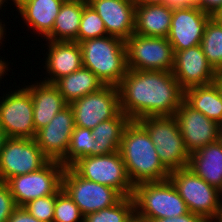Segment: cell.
Listing matches in <instances>:
<instances>
[{"label": "cell", "mask_w": 222, "mask_h": 222, "mask_svg": "<svg viewBox=\"0 0 222 222\" xmlns=\"http://www.w3.org/2000/svg\"><path fill=\"white\" fill-rule=\"evenodd\" d=\"M120 108L130 120L174 116L184 101V89L172 71L128 69L117 85Z\"/></svg>", "instance_id": "obj_1"}, {"label": "cell", "mask_w": 222, "mask_h": 222, "mask_svg": "<svg viewBox=\"0 0 222 222\" xmlns=\"http://www.w3.org/2000/svg\"><path fill=\"white\" fill-rule=\"evenodd\" d=\"M120 155L133 186L169 179L170 171L162 164L146 129L131 120L122 134Z\"/></svg>", "instance_id": "obj_2"}, {"label": "cell", "mask_w": 222, "mask_h": 222, "mask_svg": "<svg viewBox=\"0 0 222 222\" xmlns=\"http://www.w3.org/2000/svg\"><path fill=\"white\" fill-rule=\"evenodd\" d=\"M79 44L83 67L90 69L104 85L117 86L128 70L125 41L106 35Z\"/></svg>", "instance_id": "obj_3"}, {"label": "cell", "mask_w": 222, "mask_h": 222, "mask_svg": "<svg viewBox=\"0 0 222 222\" xmlns=\"http://www.w3.org/2000/svg\"><path fill=\"white\" fill-rule=\"evenodd\" d=\"M135 217L147 222L177 217L189 212L170 179L144 182L134 186Z\"/></svg>", "instance_id": "obj_4"}, {"label": "cell", "mask_w": 222, "mask_h": 222, "mask_svg": "<svg viewBox=\"0 0 222 222\" xmlns=\"http://www.w3.org/2000/svg\"><path fill=\"white\" fill-rule=\"evenodd\" d=\"M137 121L148 132L160 161L169 171L188 167L190 154L175 116H147Z\"/></svg>", "instance_id": "obj_5"}, {"label": "cell", "mask_w": 222, "mask_h": 222, "mask_svg": "<svg viewBox=\"0 0 222 222\" xmlns=\"http://www.w3.org/2000/svg\"><path fill=\"white\" fill-rule=\"evenodd\" d=\"M169 179L190 212L202 216L207 222L216 218L222 201L221 191L209 185L189 167L170 171Z\"/></svg>", "instance_id": "obj_6"}, {"label": "cell", "mask_w": 222, "mask_h": 222, "mask_svg": "<svg viewBox=\"0 0 222 222\" xmlns=\"http://www.w3.org/2000/svg\"><path fill=\"white\" fill-rule=\"evenodd\" d=\"M70 167L87 180L113 187L123 197L133 195L134 186L129 180L119 151L106 155L85 156Z\"/></svg>", "instance_id": "obj_7"}, {"label": "cell", "mask_w": 222, "mask_h": 222, "mask_svg": "<svg viewBox=\"0 0 222 222\" xmlns=\"http://www.w3.org/2000/svg\"><path fill=\"white\" fill-rule=\"evenodd\" d=\"M127 67L142 71H172L174 50L165 37L132 34L126 41Z\"/></svg>", "instance_id": "obj_8"}, {"label": "cell", "mask_w": 222, "mask_h": 222, "mask_svg": "<svg viewBox=\"0 0 222 222\" xmlns=\"http://www.w3.org/2000/svg\"><path fill=\"white\" fill-rule=\"evenodd\" d=\"M65 166L58 161H49L38 171L10 178L9 186L16 206L23 207L40 197L55 195L62 188Z\"/></svg>", "instance_id": "obj_9"}, {"label": "cell", "mask_w": 222, "mask_h": 222, "mask_svg": "<svg viewBox=\"0 0 222 222\" xmlns=\"http://www.w3.org/2000/svg\"><path fill=\"white\" fill-rule=\"evenodd\" d=\"M62 188L77 204L84 217L114 206L123 197L113 187L79 176L71 167H66L63 172Z\"/></svg>", "instance_id": "obj_10"}, {"label": "cell", "mask_w": 222, "mask_h": 222, "mask_svg": "<svg viewBox=\"0 0 222 222\" xmlns=\"http://www.w3.org/2000/svg\"><path fill=\"white\" fill-rule=\"evenodd\" d=\"M17 87L0 97V126L7 137L34 139L33 100L25 86Z\"/></svg>", "instance_id": "obj_11"}, {"label": "cell", "mask_w": 222, "mask_h": 222, "mask_svg": "<svg viewBox=\"0 0 222 222\" xmlns=\"http://www.w3.org/2000/svg\"><path fill=\"white\" fill-rule=\"evenodd\" d=\"M49 161L34 139L8 137L0 153V182L38 171Z\"/></svg>", "instance_id": "obj_12"}, {"label": "cell", "mask_w": 222, "mask_h": 222, "mask_svg": "<svg viewBox=\"0 0 222 222\" xmlns=\"http://www.w3.org/2000/svg\"><path fill=\"white\" fill-rule=\"evenodd\" d=\"M70 106L75 126L91 130L121 112L118 88L114 85H104L98 91L74 100Z\"/></svg>", "instance_id": "obj_13"}, {"label": "cell", "mask_w": 222, "mask_h": 222, "mask_svg": "<svg viewBox=\"0 0 222 222\" xmlns=\"http://www.w3.org/2000/svg\"><path fill=\"white\" fill-rule=\"evenodd\" d=\"M174 116L186 150L190 155L220 139V125L190 107L185 101L182 102Z\"/></svg>", "instance_id": "obj_14"}, {"label": "cell", "mask_w": 222, "mask_h": 222, "mask_svg": "<svg viewBox=\"0 0 222 222\" xmlns=\"http://www.w3.org/2000/svg\"><path fill=\"white\" fill-rule=\"evenodd\" d=\"M74 128V113L68 104L36 132L34 140L50 161L61 162L67 155Z\"/></svg>", "instance_id": "obj_15"}, {"label": "cell", "mask_w": 222, "mask_h": 222, "mask_svg": "<svg viewBox=\"0 0 222 222\" xmlns=\"http://www.w3.org/2000/svg\"><path fill=\"white\" fill-rule=\"evenodd\" d=\"M172 73L184 90L211 84L217 75L207 61L201 45L175 52Z\"/></svg>", "instance_id": "obj_16"}, {"label": "cell", "mask_w": 222, "mask_h": 222, "mask_svg": "<svg viewBox=\"0 0 222 222\" xmlns=\"http://www.w3.org/2000/svg\"><path fill=\"white\" fill-rule=\"evenodd\" d=\"M212 16L196 7L173 11L167 37L174 53L200 45L206 23Z\"/></svg>", "instance_id": "obj_17"}, {"label": "cell", "mask_w": 222, "mask_h": 222, "mask_svg": "<svg viewBox=\"0 0 222 222\" xmlns=\"http://www.w3.org/2000/svg\"><path fill=\"white\" fill-rule=\"evenodd\" d=\"M105 24L108 35L126 41L135 30L134 0H88Z\"/></svg>", "instance_id": "obj_18"}, {"label": "cell", "mask_w": 222, "mask_h": 222, "mask_svg": "<svg viewBox=\"0 0 222 222\" xmlns=\"http://www.w3.org/2000/svg\"><path fill=\"white\" fill-rule=\"evenodd\" d=\"M46 42L48 51L43 68L48 77L46 76L41 81L54 84L61 77L83 67L82 50L78 42L50 40H46Z\"/></svg>", "instance_id": "obj_19"}, {"label": "cell", "mask_w": 222, "mask_h": 222, "mask_svg": "<svg viewBox=\"0 0 222 222\" xmlns=\"http://www.w3.org/2000/svg\"><path fill=\"white\" fill-rule=\"evenodd\" d=\"M32 85H25L33 100V119L36 132L50 123L53 117L68 103L54 84L40 80Z\"/></svg>", "instance_id": "obj_20"}, {"label": "cell", "mask_w": 222, "mask_h": 222, "mask_svg": "<svg viewBox=\"0 0 222 222\" xmlns=\"http://www.w3.org/2000/svg\"><path fill=\"white\" fill-rule=\"evenodd\" d=\"M64 0H25L17 8L27 28L45 38L53 29Z\"/></svg>", "instance_id": "obj_21"}, {"label": "cell", "mask_w": 222, "mask_h": 222, "mask_svg": "<svg viewBox=\"0 0 222 222\" xmlns=\"http://www.w3.org/2000/svg\"><path fill=\"white\" fill-rule=\"evenodd\" d=\"M172 15L173 11L165 4H136L134 33L146 37L167 38Z\"/></svg>", "instance_id": "obj_22"}, {"label": "cell", "mask_w": 222, "mask_h": 222, "mask_svg": "<svg viewBox=\"0 0 222 222\" xmlns=\"http://www.w3.org/2000/svg\"><path fill=\"white\" fill-rule=\"evenodd\" d=\"M188 167L222 192V140L219 139L191 154Z\"/></svg>", "instance_id": "obj_23"}, {"label": "cell", "mask_w": 222, "mask_h": 222, "mask_svg": "<svg viewBox=\"0 0 222 222\" xmlns=\"http://www.w3.org/2000/svg\"><path fill=\"white\" fill-rule=\"evenodd\" d=\"M184 101L207 118L222 124V93L216 82L185 89Z\"/></svg>", "instance_id": "obj_24"}, {"label": "cell", "mask_w": 222, "mask_h": 222, "mask_svg": "<svg viewBox=\"0 0 222 222\" xmlns=\"http://www.w3.org/2000/svg\"><path fill=\"white\" fill-rule=\"evenodd\" d=\"M83 9L84 0H64L52 31L44 39L78 42Z\"/></svg>", "instance_id": "obj_25"}, {"label": "cell", "mask_w": 222, "mask_h": 222, "mask_svg": "<svg viewBox=\"0 0 222 222\" xmlns=\"http://www.w3.org/2000/svg\"><path fill=\"white\" fill-rule=\"evenodd\" d=\"M54 85L58 88L64 100L70 104L74 100L98 91L104 86V83L90 69L82 67L69 75L61 77Z\"/></svg>", "instance_id": "obj_26"}, {"label": "cell", "mask_w": 222, "mask_h": 222, "mask_svg": "<svg viewBox=\"0 0 222 222\" xmlns=\"http://www.w3.org/2000/svg\"><path fill=\"white\" fill-rule=\"evenodd\" d=\"M131 120L122 111L114 118L102 121L92 129L95 139V156L119 151L122 134Z\"/></svg>", "instance_id": "obj_27"}, {"label": "cell", "mask_w": 222, "mask_h": 222, "mask_svg": "<svg viewBox=\"0 0 222 222\" xmlns=\"http://www.w3.org/2000/svg\"><path fill=\"white\" fill-rule=\"evenodd\" d=\"M200 45L209 64L217 73L222 72V21L219 17L208 20Z\"/></svg>", "instance_id": "obj_28"}, {"label": "cell", "mask_w": 222, "mask_h": 222, "mask_svg": "<svg viewBox=\"0 0 222 222\" xmlns=\"http://www.w3.org/2000/svg\"><path fill=\"white\" fill-rule=\"evenodd\" d=\"M85 156H95V139L92 130L75 126L66 157L61 161L70 167L75 161Z\"/></svg>", "instance_id": "obj_29"}, {"label": "cell", "mask_w": 222, "mask_h": 222, "mask_svg": "<svg viewBox=\"0 0 222 222\" xmlns=\"http://www.w3.org/2000/svg\"><path fill=\"white\" fill-rule=\"evenodd\" d=\"M135 217L132 196L122 197L114 206L90 213L83 222H131Z\"/></svg>", "instance_id": "obj_30"}, {"label": "cell", "mask_w": 222, "mask_h": 222, "mask_svg": "<svg viewBox=\"0 0 222 222\" xmlns=\"http://www.w3.org/2000/svg\"><path fill=\"white\" fill-rule=\"evenodd\" d=\"M108 35L105 24L95 9L84 0V9L78 32V43Z\"/></svg>", "instance_id": "obj_31"}, {"label": "cell", "mask_w": 222, "mask_h": 222, "mask_svg": "<svg viewBox=\"0 0 222 222\" xmlns=\"http://www.w3.org/2000/svg\"><path fill=\"white\" fill-rule=\"evenodd\" d=\"M84 216L81 214L79 207L61 188L56 193L53 222H83Z\"/></svg>", "instance_id": "obj_32"}, {"label": "cell", "mask_w": 222, "mask_h": 222, "mask_svg": "<svg viewBox=\"0 0 222 222\" xmlns=\"http://www.w3.org/2000/svg\"><path fill=\"white\" fill-rule=\"evenodd\" d=\"M56 194L44 196L28 202L23 207L36 219L53 222Z\"/></svg>", "instance_id": "obj_33"}, {"label": "cell", "mask_w": 222, "mask_h": 222, "mask_svg": "<svg viewBox=\"0 0 222 222\" xmlns=\"http://www.w3.org/2000/svg\"><path fill=\"white\" fill-rule=\"evenodd\" d=\"M16 207L9 186L0 182V222H7Z\"/></svg>", "instance_id": "obj_34"}, {"label": "cell", "mask_w": 222, "mask_h": 222, "mask_svg": "<svg viewBox=\"0 0 222 222\" xmlns=\"http://www.w3.org/2000/svg\"><path fill=\"white\" fill-rule=\"evenodd\" d=\"M7 222H43L33 217L24 207H16Z\"/></svg>", "instance_id": "obj_35"}, {"label": "cell", "mask_w": 222, "mask_h": 222, "mask_svg": "<svg viewBox=\"0 0 222 222\" xmlns=\"http://www.w3.org/2000/svg\"><path fill=\"white\" fill-rule=\"evenodd\" d=\"M151 222H207V221L202 216L194 214L189 211L188 213L181 216L160 218V219H155L154 221Z\"/></svg>", "instance_id": "obj_36"}, {"label": "cell", "mask_w": 222, "mask_h": 222, "mask_svg": "<svg viewBox=\"0 0 222 222\" xmlns=\"http://www.w3.org/2000/svg\"><path fill=\"white\" fill-rule=\"evenodd\" d=\"M203 11L212 17L222 12V0H203Z\"/></svg>", "instance_id": "obj_37"}, {"label": "cell", "mask_w": 222, "mask_h": 222, "mask_svg": "<svg viewBox=\"0 0 222 222\" xmlns=\"http://www.w3.org/2000/svg\"><path fill=\"white\" fill-rule=\"evenodd\" d=\"M165 5L172 11L191 7L188 0H167Z\"/></svg>", "instance_id": "obj_38"}, {"label": "cell", "mask_w": 222, "mask_h": 222, "mask_svg": "<svg viewBox=\"0 0 222 222\" xmlns=\"http://www.w3.org/2000/svg\"><path fill=\"white\" fill-rule=\"evenodd\" d=\"M167 0H134L135 4L141 5H155V4H165Z\"/></svg>", "instance_id": "obj_39"}, {"label": "cell", "mask_w": 222, "mask_h": 222, "mask_svg": "<svg viewBox=\"0 0 222 222\" xmlns=\"http://www.w3.org/2000/svg\"><path fill=\"white\" fill-rule=\"evenodd\" d=\"M3 60L0 58V80H2V77L7 75L6 72H8L10 70L8 67L9 66L8 60H7V62H5L4 58H3ZM4 74H6V75H4Z\"/></svg>", "instance_id": "obj_40"}, {"label": "cell", "mask_w": 222, "mask_h": 222, "mask_svg": "<svg viewBox=\"0 0 222 222\" xmlns=\"http://www.w3.org/2000/svg\"><path fill=\"white\" fill-rule=\"evenodd\" d=\"M7 138L8 137H7L6 133L4 132L2 127L0 126V153H1L2 148L4 147V143L7 140Z\"/></svg>", "instance_id": "obj_41"}, {"label": "cell", "mask_w": 222, "mask_h": 222, "mask_svg": "<svg viewBox=\"0 0 222 222\" xmlns=\"http://www.w3.org/2000/svg\"><path fill=\"white\" fill-rule=\"evenodd\" d=\"M191 7L199 8L203 11V0H188Z\"/></svg>", "instance_id": "obj_42"}, {"label": "cell", "mask_w": 222, "mask_h": 222, "mask_svg": "<svg viewBox=\"0 0 222 222\" xmlns=\"http://www.w3.org/2000/svg\"><path fill=\"white\" fill-rule=\"evenodd\" d=\"M215 82L218 85V87L222 93V72L217 73L216 78H215Z\"/></svg>", "instance_id": "obj_43"}, {"label": "cell", "mask_w": 222, "mask_h": 222, "mask_svg": "<svg viewBox=\"0 0 222 222\" xmlns=\"http://www.w3.org/2000/svg\"><path fill=\"white\" fill-rule=\"evenodd\" d=\"M4 3H5V0H0V10L2 9L1 7H6L5 5L2 6ZM2 23H4V21H2V20L0 19V28H1L4 32H7V31H6L7 28H5L6 25H5V24H2Z\"/></svg>", "instance_id": "obj_44"}, {"label": "cell", "mask_w": 222, "mask_h": 222, "mask_svg": "<svg viewBox=\"0 0 222 222\" xmlns=\"http://www.w3.org/2000/svg\"><path fill=\"white\" fill-rule=\"evenodd\" d=\"M212 222H222V201H221V206L218 211V214H217L216 218L214 219V221H212Z\"/></svg>", "instance_id": "obj_45"}, {"label": "cell", "mask_w": 222, "mask_h": 222, "mask_svg": "<svg viewBox=\"0 0 222 222\" xmlns=\"http://www.w3.org/2000/svg\"><path fill=\"white\" fill-rule=\"evenodd\" d=\"M8 2V0H5V2ZM9 1H12L13 3L11 4L13 6V4L18 7L23 1L25 0H9Z\"/></svg>", "instance_id": "obj_46"}, {"label": "cell", "mask_w": 222, "mask_h": 222, "mask_svg": "<svg viewBox=\"0 0 222 222\" xmlns=\"http://www.w3.org/2000/svg\"><path fill=\"white\" fill-rule=\"evenodd\" d=\"M6 36V33H4V31L0 28V43L2 44L3 42L2 41H4V38H5V36ZM1 44H0V47H1Z\"/></svg>", "instance_id": "obj_47"}, {"label": "cell", "mask_w": 222, "mask_h": 222, "mask_svg": "<svg viewBox=\"0 0 222 222\" xmlns=\"http://www.w3.org/2000/svg\"><path fill=\"white\" fill-rule=\"evenodd\" d=\"M131 222H147V221H144V220L134 217V219Z\"/></svg>", "instance_id": "obj_48"}, {"label": "cell", "mask_w": 222, "mask_h": 222, "mask_svg": "<svg viewBox=\"0 0 222 222\" xmlns=\"http://www.w3.org/2000/svg\"><path fill=\"white\" fill-rule=\"evenodd\" d=\"M220 139L222 140V124L220 125Z\"/></svg>", "instance_id": "obj_49"}, {"label": "cell", "mask_w": 222, "mask_h": 222, "mask_svg": "<svg viewBox=\"0 0 222 222\" xmlns=\"http://www.w3.org/2000/svg\"><path fill=\"white\" fill-rule=\"evenodd\" d=\"M217 17H219L222 21V12Z\"/></svg>", "instance_id": "obj_50"}]
</instances>
